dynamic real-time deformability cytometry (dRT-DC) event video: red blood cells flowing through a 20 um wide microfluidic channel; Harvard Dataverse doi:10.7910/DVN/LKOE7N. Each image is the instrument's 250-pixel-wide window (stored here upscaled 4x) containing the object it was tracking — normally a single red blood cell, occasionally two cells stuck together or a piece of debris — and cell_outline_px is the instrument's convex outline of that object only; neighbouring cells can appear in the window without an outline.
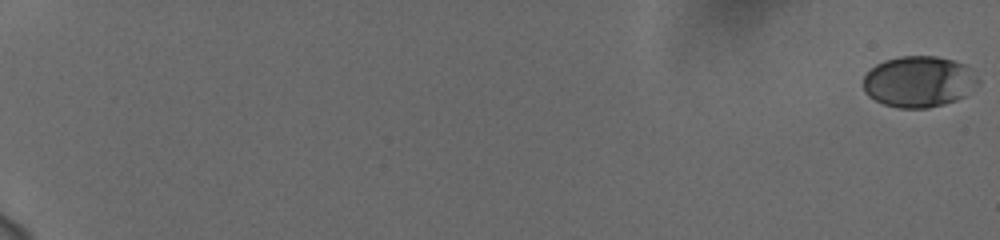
{"species": "human", "species_latin": "Homo sapiens", "temperature_condition": "cold", "stored_images_in_passage": 57, "camera_frame_rate_fps": 3000, "um_per_image_px": 0.085, "donor": {"sex": "female"}, "frame": {"image": 1, "passage_image": 1, "time_ms": 0.0, "image_size_px": [1000, 240], "cell_outline_px": [[972, 72], [964, 96], [956, 100], [944, 104], [928, 108], [896, 108], [884, 104], [868, 96], [864, 92], [864, 76], [876, 64], [884, 60], [900, 56], [936, 56], [952, 60], [964, 64], [972, 68]], "centroid_in_image_um": [77.96, 6.93], "position_along_channel_um": 7.0, "area_um2": 33.23}}
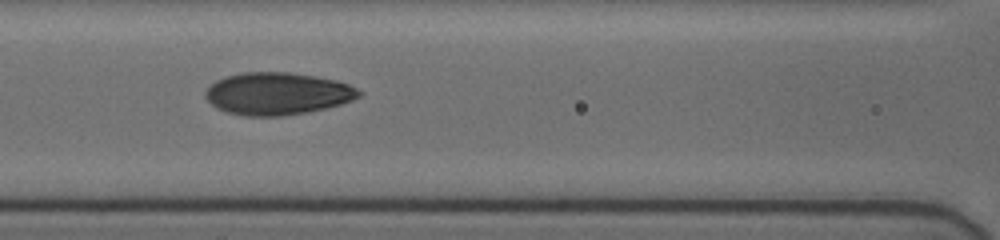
{"frame": {"image": 2, "passage_image": 31, "time_ms": 10.0, "image_size_px": [1000, 240], "cell_outline_px": [[364, 92], [360, 96], [352, 100], [340, 104], [308, 112], [280, 116], [244, 116], [228, 112], [216, 108], [204, 96], [204, 92], [216, 80], [224, 76], [240, 72], [292, 72], [316, 76], [336, 80], [348, 84]], "centroid_in_image_um": [23.57, 7.95], "position_along_channel_um": 143.0, "area_um2": 38.03}}
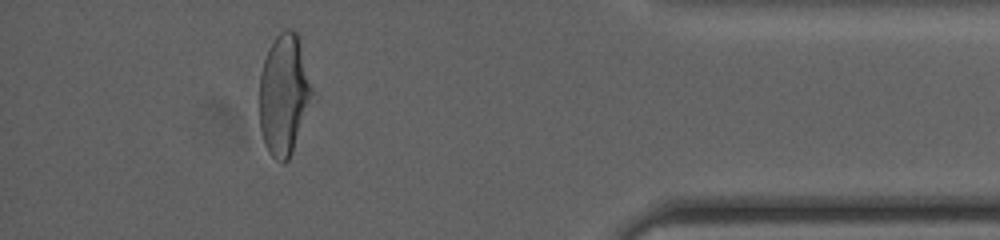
{"frame": {"image": 3, "passage_image": 55, "time_ms": 18.0, "image_size_px": [1000, 240], "cell_outline_px": [[312, 92], [292, 152], [288, 160], [284, 164], [276, 160], [268, 152], [264, 144], [260, 128], [260, 72], [268, 48], [276, 36], [284, 28], [292, 28], [296, 32], [300, 44], [312, 88]], "centroid_in_image_um": [24.09, 8.03], "position_along_channel_um": 411.1, "area_um2": 36.36}}